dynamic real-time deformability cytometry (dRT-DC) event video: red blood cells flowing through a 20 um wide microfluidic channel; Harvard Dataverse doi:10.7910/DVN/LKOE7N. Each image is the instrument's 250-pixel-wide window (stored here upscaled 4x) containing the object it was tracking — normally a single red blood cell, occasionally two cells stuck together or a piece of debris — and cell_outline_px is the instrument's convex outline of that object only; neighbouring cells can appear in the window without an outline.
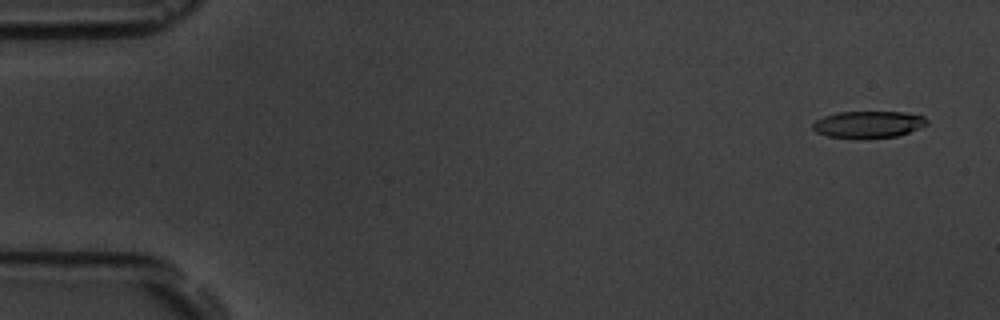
{"species": "common noctule bat (a hibernating species)", "species_latin": "Nyctalus noctula", "temperature_condition": "room temperature", "stored_images_in_passage": 5, "camera_frame_rate_fps": 3000, "um_per_image_px": 0.085, "animal": {"sex": "male", "body_mass_g": 19.5, "forearm_length_mm": 54.6}, "frame": {"image": 1, "passage_image": 1, "time_ms": 0.0, "image_size_px": [1000, 320], "cell_outline_px": [[928, 124], [908, 132], [896, 136], [860, 140], [828, 136], [816, 132], [812, 128], [812, 124], [816, 120], [824, 116], [840, 112], [904, 112], [924, 116], [928, 120]], "centroid_in_image_um": [73.79, 10.59], "position_along_channel_um": 11.2, "area_um2": 18.09}}
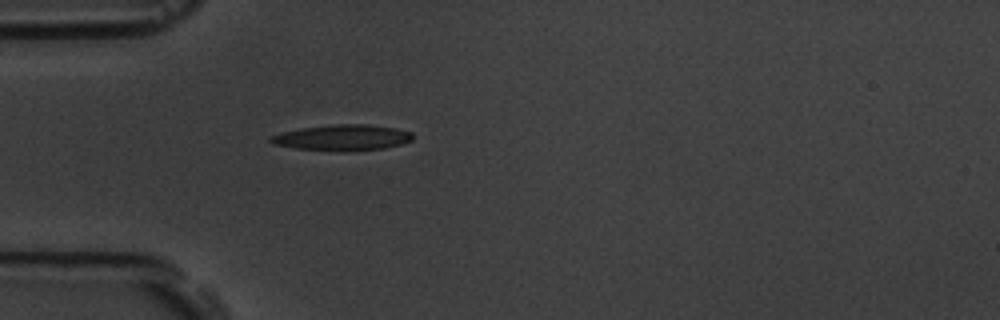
{"frame": {"image": 2, "passage_image": 5, "time_ms": 4.667, "image_size_px": [1000, 320], "cell_outline_px": [[412, 140], [400, 144], [384, 148], [344, 152], [340, 152], [296, 148], [272, 144], [268, 140], [268, 136], [280, 132], [300, 128], [336, 124], [364, 124], [396, 128], [412, 132]], "centroid_in_image_um": [29.05, 11.7], "position_along_channel_um": 56.0, "area_um2": 21.62}}